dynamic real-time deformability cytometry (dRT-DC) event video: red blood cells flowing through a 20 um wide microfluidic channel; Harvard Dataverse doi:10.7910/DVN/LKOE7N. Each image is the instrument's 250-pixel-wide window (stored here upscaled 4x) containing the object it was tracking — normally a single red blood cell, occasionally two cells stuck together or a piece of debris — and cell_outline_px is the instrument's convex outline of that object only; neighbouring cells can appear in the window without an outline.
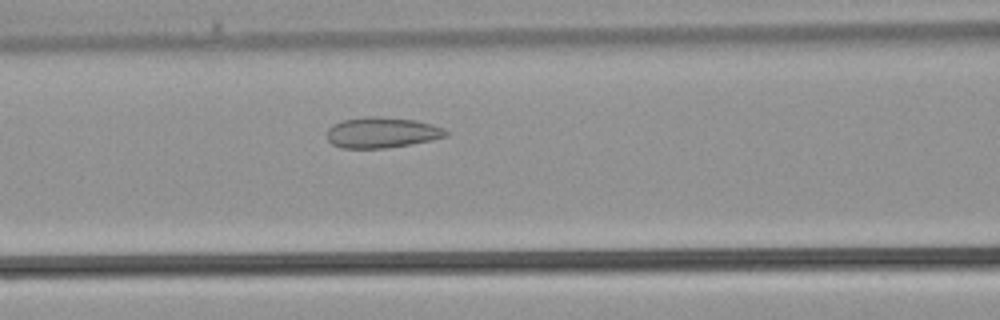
{"species": "common noctule bat (a hibernating species)", "species_latin": "Nyctalus noctula", "temperature_condition": "warm", "stored_images_in_passage": 27, "camera_frame_rate_fps": 3000, "um_per_image_px": 0.085, "animal": {"sex": "male", "body_mass_g": 21.5, "forearm_length_mm": 52.0}, "frame": {"image": 1, "passage_image": 9, "time_ms": 2.667, "image_size_px": [1000, 320], "cell_outline_px": [[448, 136], [412, 144], [384, 148], [340, 148], [332, 144], [328, 140], [328, 128], [332, 124], [344, 120], [364, 116], [376, 116], [416, 120], [432, 124], [444, 128], [448, 132]], "centroid_in_image_um": [32.46, 11.26], "position_along_channel_um": 134.1, "area_um2": 21.33}}
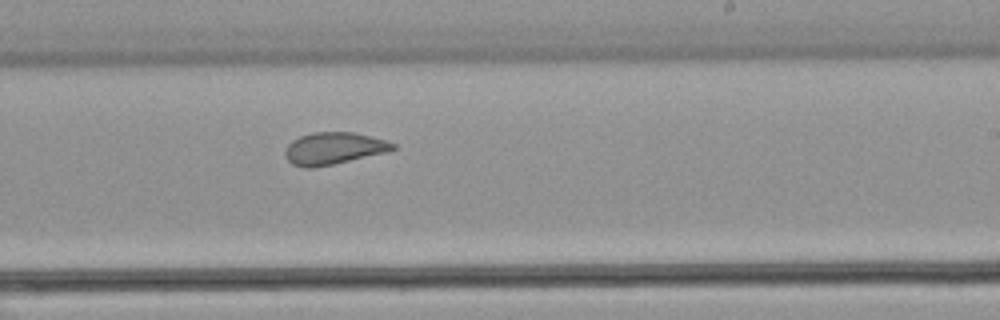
{"frame": {"image": 2, "passage_image": 16, "time_ms": 5.0, "image_size_px": [1000, 320], "cell_outline_px": [[396, 148], [388, 152], [332, 164], [312, 168], [304, 168], [292, 164], [284, 156], [284, 152], [288, 144], [292, 140], [300, 136], [312, 132], [352, 132], [388, 140], [396, 144]], "centroid_in_image_um": [28.36, 12.61], "position_along_channel_um": 260.6, "area_um2": 20.23}}
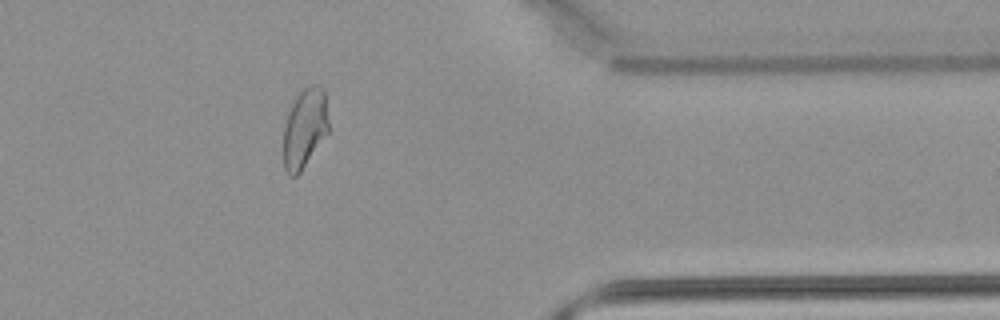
{"frame": {"image": 3, "passage_image": 24, "time_ms": 7.667, "image_size_px": [1000, 320], "cell_outline_px": [[328, 132], [300, 172], [296, 176], [288, 176], [284, 168], [284, 124], [288, 112], [296, 96], [308, 84], [320, 84], [324, 88], [328, 120]], "centroid_in_image_um": [25.9, 10.86], "position_along_channel_um": 385.5, "area_um2": 20.92}}